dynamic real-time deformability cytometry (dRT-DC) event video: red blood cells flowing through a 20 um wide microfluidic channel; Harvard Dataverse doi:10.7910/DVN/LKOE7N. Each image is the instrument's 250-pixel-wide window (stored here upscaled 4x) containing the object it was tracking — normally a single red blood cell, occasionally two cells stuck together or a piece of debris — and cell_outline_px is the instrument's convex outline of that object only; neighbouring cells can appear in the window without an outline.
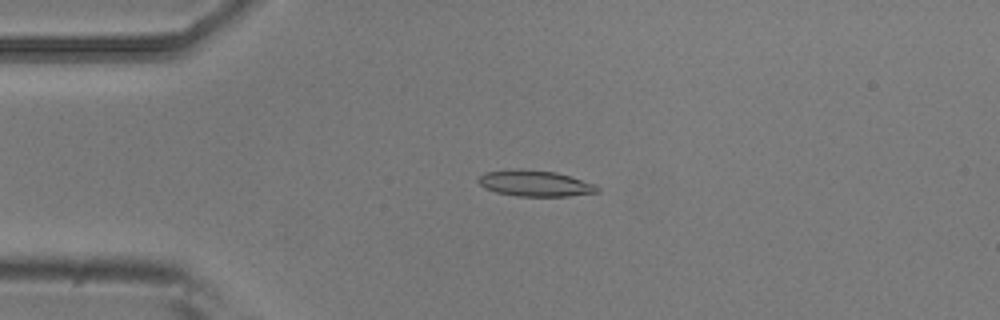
{"species": "common noctule bat (a hibernating species)", "species_latin": "Nyctalus noctula", "temperature_condition": "room temperature", "stored_images_in_passage": 5, "camera_frame_rate_fps": 3000, "um_per_image_px": 0.085, "animal": {"sex": "male", "body_mass_g": 20.5, "forearm_length_mm": 52.5}, "frame": {"image": 1, "passage_image": 2, "time_ms": 0.333, "image_size_px": [1000, 320], "cell_outline_px": [[600, 192], [568, 196], [516, 196], [496, 192], [484, 188], [476, 180], [484, 172], [556, 172], [596, 184], [600, 188]], "centroid_in_image_um": [45.55, 15.65], "position_along_channel_um": 39.4, "area_um2": 17.17}}
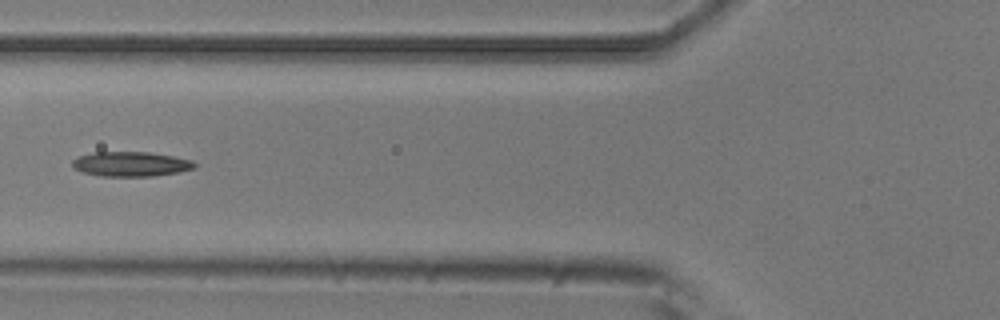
{"frame": {"image": 2, "passage_image": 4, "time_ms": 1.0, "image_size_px": [1000, 320], "cell_outline_px": [[196, 168], [180, 172], [152, 176], [96, 176], [72, 168], [72, 160], [76, 156], [92, 152], [148, 152], [172, 156], [192, 160], [196, 164]], "centroid_in_image_um": [11.09, 13.94], "position_along_channel_um": 114.7, "area_um2": 17.8}}
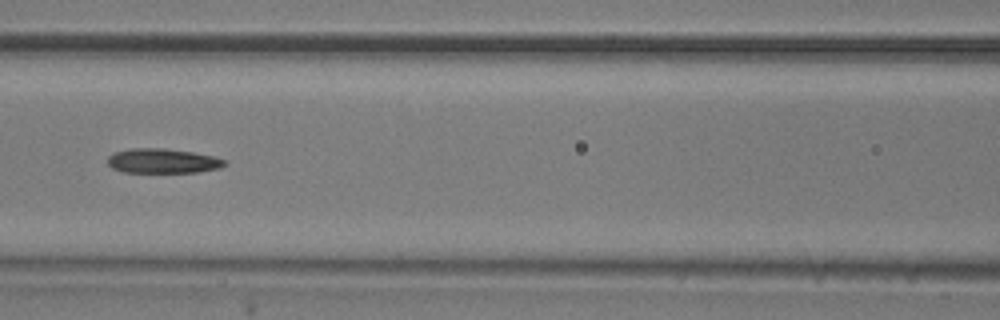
{"frame": {"image": 3, "passage_image": 5, "time_ms": 1.333, "image_size_px": [1000, 320], "cell_outline_px": [[228, 164], [220, 168], [196, 172], [124, 172], [112, 168], [108, 164], [108, 156], [112, 152], [132, 148], [164, 148], [192, 152], [212, 156], [228, 160]], "centroid_in_image_um": [13.83, 13.67], "position_along_channel_um": 152.8, "area_um2": 16.88}}